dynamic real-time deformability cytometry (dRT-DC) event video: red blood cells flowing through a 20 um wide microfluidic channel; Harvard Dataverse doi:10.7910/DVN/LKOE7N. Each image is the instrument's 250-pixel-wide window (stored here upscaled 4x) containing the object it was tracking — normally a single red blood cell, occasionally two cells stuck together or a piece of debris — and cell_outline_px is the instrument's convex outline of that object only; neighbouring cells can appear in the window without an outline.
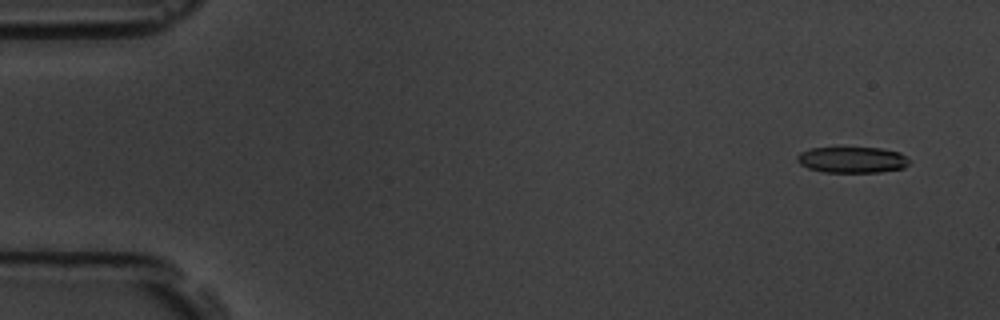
{"species": "common noctule bat (a hibernating species)", "species_latin": "Nyctalus noctula", "temperature_condition": "room temperature", "stored_images_in_passage": 7, "camera_frame_rate_fps": 3000, "um_per_image_px": 0.085, "animal": {"sex": "male", "body_mass_g": 19.5, "forearm_length_mm": 54.6}, "frame": {"image": 1, "passage_image": 2, "time_ms": 1.0, "image_size_px": [1000, 320], "cell_outline_px": [[908, 164], [904, 168], [880, 172], [824, 172], [808, 168], [800, 164], [796, 160], [796, 156], [800, 152], [812, 148], [880, 148], [900, 152], [908, 160]], "centroid_in_image_um": [72.41, 13.59], "position_along_channel_um": 12.6, "area_um2": 16.94}}
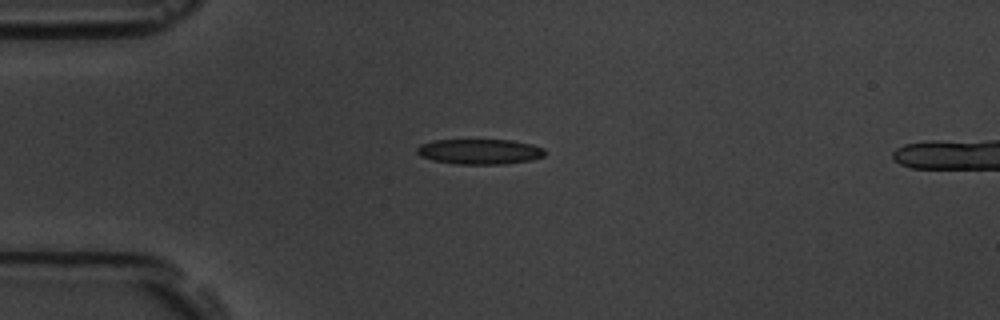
{"frame": {"image": 2, "passage_image": 5, "time_ms": 4.667, "image_size_px": [1000, 320], "cell_outline_px": [[544, 156], [532, 160], [504, 164], [456, 164], [432, 160], [420, 156], [416, 152], [416, 148], [420, 144], [432, 140], [512, 140], [532, 144], [544, 148]], "centroid_in_image_um": [40.75, 12.88], "position_along_channel_um": 44.2, "area_um2": 18.96}}
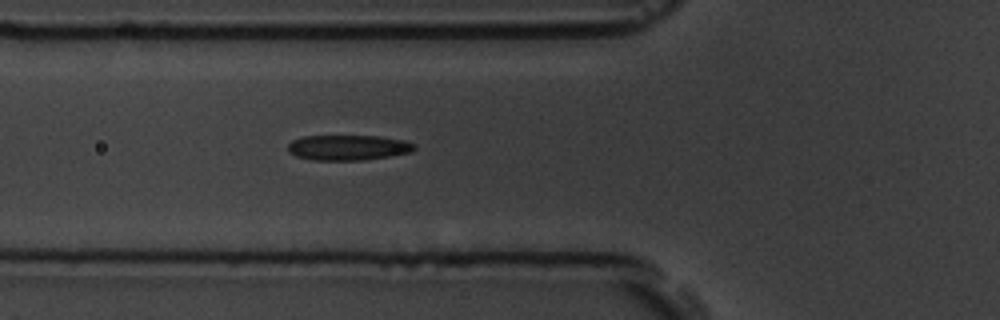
{"frame": {"image": 3, "passage_image": 7, "time_ms": 6.667, "image_size_px": [1000, 320], "cell_outline_px": [[416, 148], [412, 152], [364, 160], [312, 160], [296, 156], [288, 152], [288, 144], [292, 140], [300, 136], [380, 136], [404, 140], [416, 144]], "centroid_in_image_um": [29.58, 12.54], "position_along_channel_um": 96.2, "area_um2": 18.79}}